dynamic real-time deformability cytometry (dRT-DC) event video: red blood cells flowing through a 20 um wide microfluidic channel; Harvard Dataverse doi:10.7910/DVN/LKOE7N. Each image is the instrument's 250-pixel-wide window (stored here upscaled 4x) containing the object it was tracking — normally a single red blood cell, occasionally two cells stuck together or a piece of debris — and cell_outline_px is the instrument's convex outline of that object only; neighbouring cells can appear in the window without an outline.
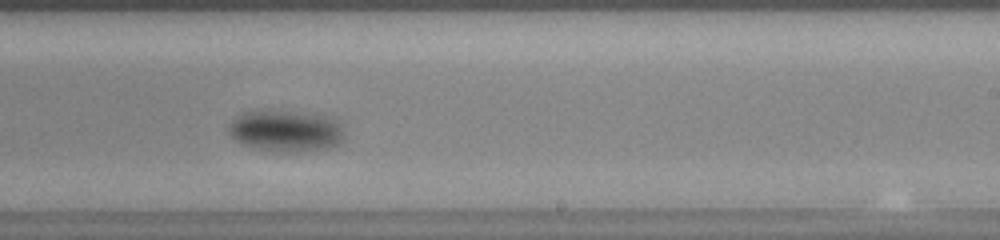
{"species": "common noctule bat (a hibernating species)", "species_latin": "Nyctalus noctula", "temperature_condition": "warm", "stored_images_in_passage": 59, "camera_frame_rate_fps": 3000, "um_per_image_px": 0.085, "animal": {"sex": "female", "body_mass_g": 23.0, "forearm_length_mm": 53.4}, "frame": {"image": 1, "passage_image": 35, "time_ms": 11.333, "image_size_px": [1000, 240], "cell_outline_px": [[344, 136], [340, 144], [336, 148], [300, 152], [276, 152], [256, 148], [244, 144], [236, 140], [232, 136], [232, 124], [244, 112], [292, 112], [328, 116], [336, 120]], "centroid_in_image_um": [24.42, 11.19], "position_along_channel_um": 264.6, "area_um2": 27.22}}
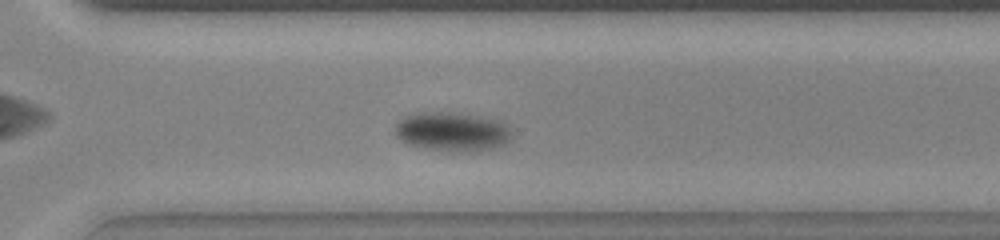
{"frame": {"image": 2, "passage_image": 41, "time_ms": 13.333, "image_size_px": [1000, 240], "cell_outline_px": [[512, 132], [508, 140], [504, 144], [496, 148], [472, 152], [456, 152], [424, 148], [408, 144], [396, 136], [396, 124], [400, 120], [416, 112], [448, 112], [476, 116], [496, 120], [504, 124]], "centroid_in_image_um": [38.43, 11.21], "position_along_channel_um": 332.2, "area_um2": 26.36}}
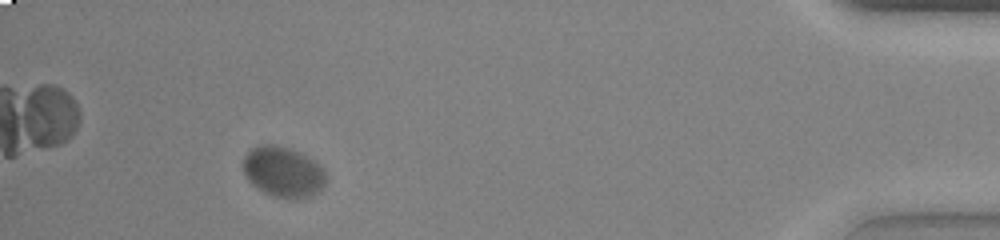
{"frame": {"image": 3, "passage_image": 54, "time_ms": 17.667, "image_size_px": [1000, 240], "cell_outline_px": [[324, 184], [312, 196], [288, 200], [272, 196], [256, 188], [248, 180], [244, 172], [244, 156], [252, 148], [264, 144], [276, 144], [288, 148], [320, 164], [324, 172]], "centroid_in_image_um": [24.03, 14.63], "position_along_channel_um": 411.2, "area_um2": 24.1}, "authors_computed_cell_mechanics": {"area_um2": 27.0504, "velocity_mm_per_s": 3.3524, "shape_relaxation_time_tau1_ms": 1.9651, "shape_relaxation_time_tau2_ms": null, "deformation_change_tau1": 0.2821, "deformation_change_tau2": null}}